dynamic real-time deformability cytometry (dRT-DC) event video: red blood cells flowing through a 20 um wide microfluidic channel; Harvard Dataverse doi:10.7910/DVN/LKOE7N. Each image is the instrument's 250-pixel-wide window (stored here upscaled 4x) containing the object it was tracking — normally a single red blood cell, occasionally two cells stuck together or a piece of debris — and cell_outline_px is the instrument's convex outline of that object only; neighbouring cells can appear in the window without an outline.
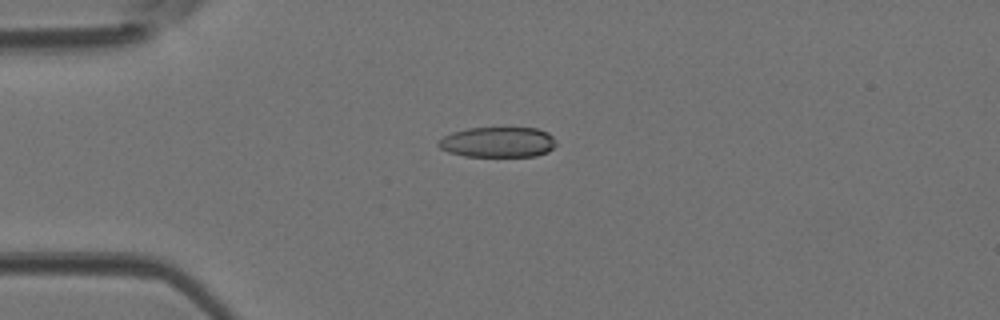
{"species": "Egyptian fruit bat (a non-hibernating species)", "species_latin": "Rousettus aegyptiacus", "temperature_condition": "room temperature", "stored_images_in_passage": 46, "camera_frame_rate_fps": 3000, "um_per_image_px": 0.085, "animal": {"sex": "female"}, "frame": {"image": 1, "passage_image": 12, "time_ms": 3.667, "image_size_px": [1000, 320], "cell_outline_px": [[556, 144], [548, 152], [536, 156], [464, 156], [448, 152], [440, 148], [436, 144], [444, 136], [452, 132], [468, 128], [536, 128], [548, 132], [556, 140]], "centroid_in_image_um": [42.33, 12.08], "position_along_channel_um": 42.7, "area_um2": 20.87}}
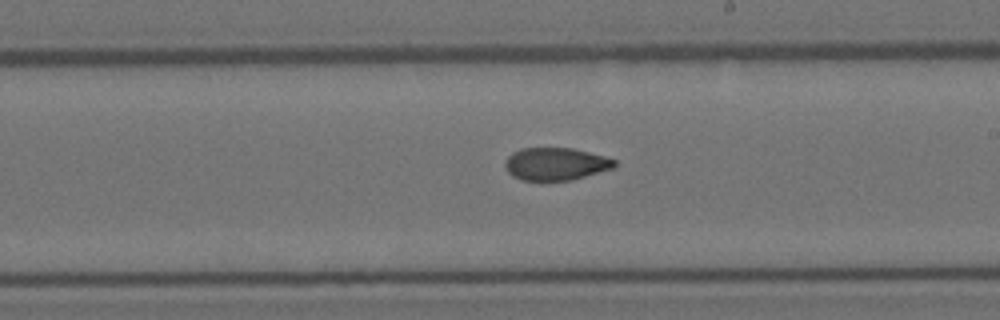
{"frame": {"image": 2, "passage_image": 27, "time_ms": 8.667, "image_size_px": [1000, 320], "cell_outline_px": [[616, 164], [612, 168], [572, 180], [540, 184], [520, 180], [512, 176], [508, 172], [504, 164], [504, 160], [512, 152], [520, 148], [572, 148], [604, 156], [616, 160]], "centroid_in_image_um": [47.15, 13.98], "position_along_channel_um": 241.8, "area_um2": 21.5}}
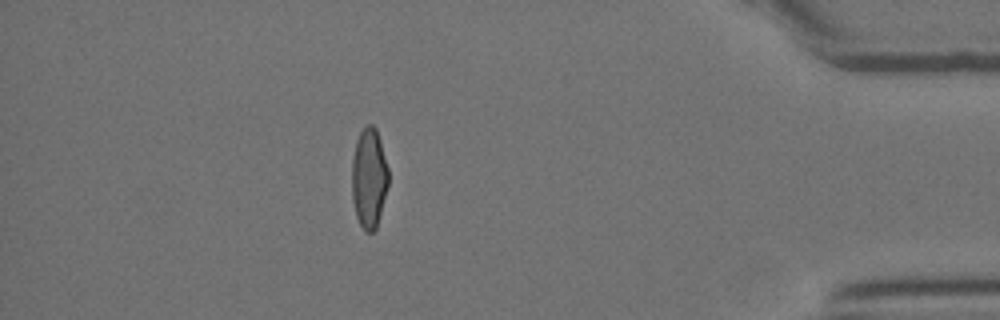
{"frame": {"image": 3, "passage_image": 41, "time_ms": 13.333, "image_size_px": [1000, 320], "cell_outline_px": [[388, 184], [376, 228], [372, 232], [364, 232], [356, 216], [352, 200], [352, 160], [356, 140], [360, 132], [368, 124], [372, 124], [376, 128], [380, 140], [388, 168]], "centroid_in_image_um": [31.35, 15.14], "position_along_channel_um": 403.8, "area_um2": 21.21}}